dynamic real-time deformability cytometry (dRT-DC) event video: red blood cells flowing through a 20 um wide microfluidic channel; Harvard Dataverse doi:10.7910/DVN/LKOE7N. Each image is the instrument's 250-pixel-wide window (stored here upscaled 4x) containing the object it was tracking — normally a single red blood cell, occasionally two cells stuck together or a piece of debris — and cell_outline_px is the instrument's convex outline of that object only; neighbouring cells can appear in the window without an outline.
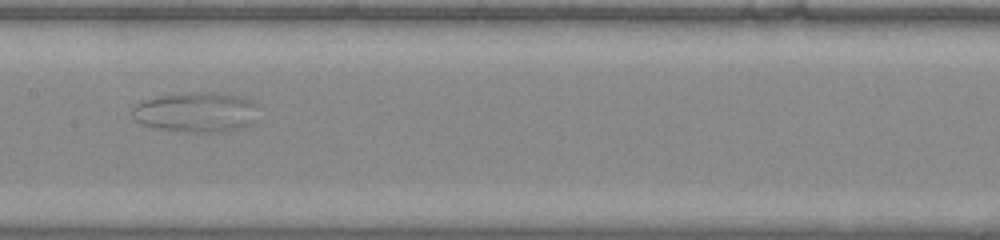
{"species": "common noctule bat (a hibernating species)", "species_latin": "Nyctalus noctula", "temperature_condition": "warm", "stored_images_in_passage": 49, "camera_frame_rate_fps": 3000, "um_per_image_px": 0.085, "animal": {"sex": "male", "body_mass_g": 20.0, "forearm_length_mm": 53.3}, "frame": {"image": 1, "passage_image": 26, "time_ms": 8.333, "image_size_px": [1000, 240], "cell_outline_px": [[260, 120], [256, 124], [244, 128], [224, 132], [180, 132], [160, 128], [144, 124], [136, 120], [132, 116], [132, 108], [140, 100], [156, 96], [196, 92], [212, 92], [240, 96], [252, 100], [256, 104]], "centroid_in_image_um": [16.76, 9.54], "position_along_channel_um": 190.6, "area_um2": 30.17}}
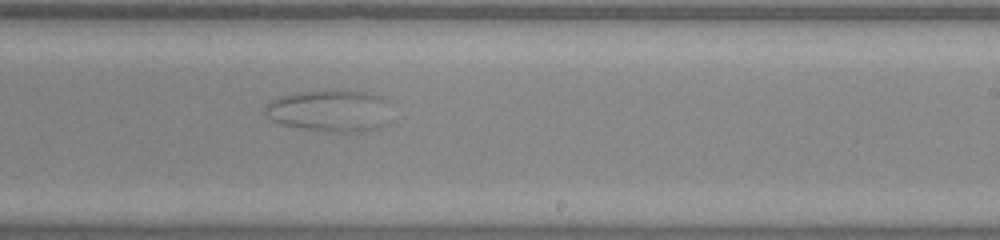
{"frame": {"image": 2, "passage_image": 31, "time_ms": 10.0, "image_size_px": [1000, 240], "cell_outline_px": [[392, 120], [388, 124], [380, 128], [360, 132], [324, 132], [280, 124], [272, 120], [264, 112], [264, 108], [272, 100], [280, 96], [292, 92], [340, 88], [368, 92], [380, 96], [388, 100]], "centroid_in_image_um": [28.12, 9.39], "position_along_channel_um": 260.9, "area_um2": 32.14}}